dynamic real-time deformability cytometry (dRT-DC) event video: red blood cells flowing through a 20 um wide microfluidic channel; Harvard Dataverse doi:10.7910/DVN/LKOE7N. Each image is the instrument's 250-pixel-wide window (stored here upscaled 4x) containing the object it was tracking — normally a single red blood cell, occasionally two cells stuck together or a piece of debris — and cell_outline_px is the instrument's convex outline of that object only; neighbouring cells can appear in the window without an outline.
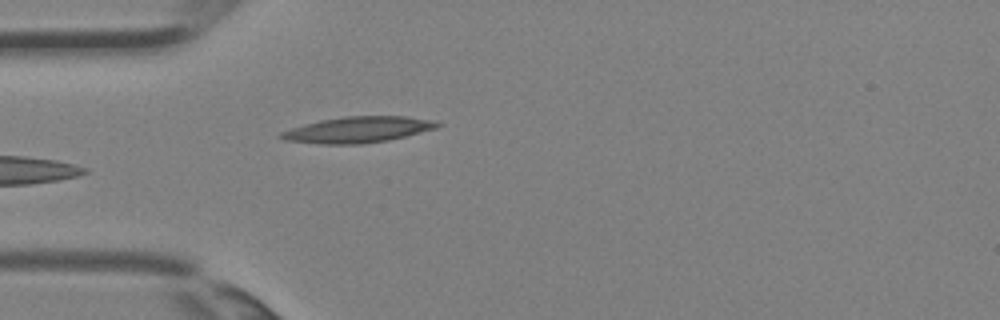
{"species": "Egyptian fruit bat (a non-hibernating species)", "species_latin": "Rousettus aegyptiacus", "temperature_condition": "room temperature", "stored_images_in_passage": 3, "camera_frame_rate_fps": 3000, "um_per_image_px": 0.085, "animal": {"sex": "female"}, "frame": {"image": 1, "passage_image": 3, "time_ms": 0.667, "image_size_px": [1000, 320], "cell_outline_px": [[444, 124], [436, 128], [388, 140], [360, 144], [320, 144], [284, 140], [276, 136], [280, 132], [304, 124], [320, 120], [344, 116], [404, 116], [436, 120]], "centroid_in_image_um": [30.41, 11.02], "position_along_channel_um": 54.6, "area_um2": 23.76}}